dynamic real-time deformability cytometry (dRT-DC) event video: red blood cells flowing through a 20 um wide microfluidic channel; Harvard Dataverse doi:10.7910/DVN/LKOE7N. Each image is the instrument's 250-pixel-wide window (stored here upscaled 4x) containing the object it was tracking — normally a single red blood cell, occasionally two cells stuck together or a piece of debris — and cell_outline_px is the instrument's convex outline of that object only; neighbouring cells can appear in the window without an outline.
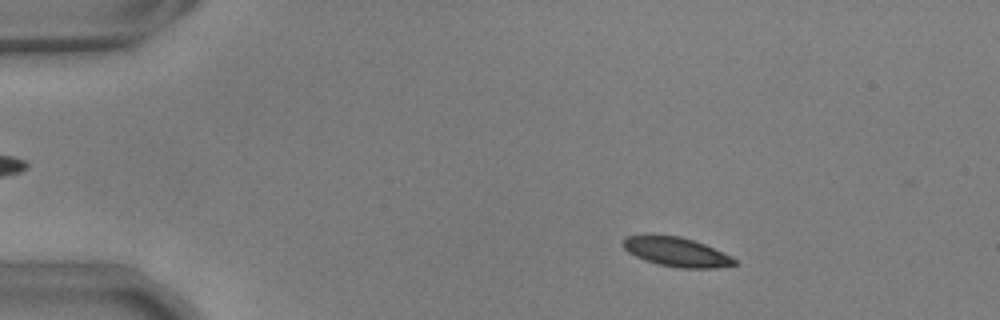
{"species": "common noctule bat (a hibernating species)", "species_latin": "Nyctalus noctula", "temperature_condition": "warm", "stored_images_in_passage": 18, "camera_frame_rate_fps": 3000, "um_per_image_px": 0.085, "animal": {"sex": "male", "body_mass_g": 17.9, "forearm_length_mm": 54.2}, "frame": {"image": 1, "passage_image": 8, "time_ms": 2.333, "image_size_px": [1000, 320], "cell_outline_px": [[736, 264], [716, 268], [680, 268], [660, 264], [644, 260], [628, 252], [620, 244], [624, 236], [652, 232], [680, 236], [704, 244], [732, 256], [736, 260]], "centroid_in_image_um": [57.4, 21.36], "position_along_channel_um": 27.6, "area_um2": 19.54}}